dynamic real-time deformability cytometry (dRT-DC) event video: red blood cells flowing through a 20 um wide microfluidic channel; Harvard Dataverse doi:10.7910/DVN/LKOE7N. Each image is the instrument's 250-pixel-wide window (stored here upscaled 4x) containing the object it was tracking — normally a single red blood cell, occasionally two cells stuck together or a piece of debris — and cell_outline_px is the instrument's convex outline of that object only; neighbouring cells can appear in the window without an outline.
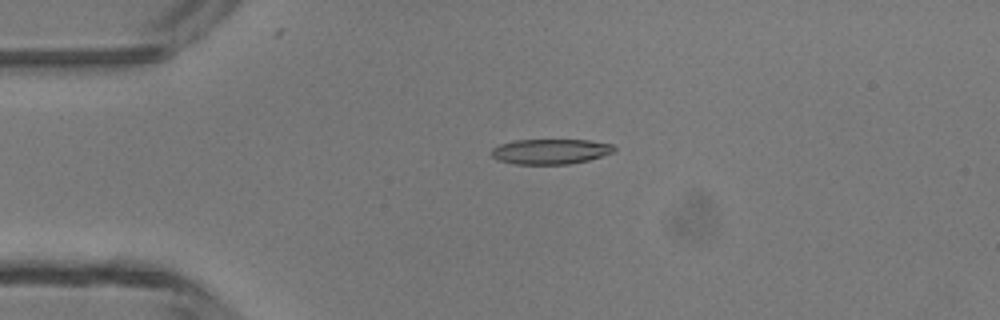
{"species": "common noctule bat (a hibernating species)", "species_latin": "Nyctalus noctula", "temperature_condition": "room temperature", "stored_images_in_passage": 7, "camera_frame_rate_fps": 3000, "um_per_image_px": 0.085, "animal": {"sex": "male", "body_mass_g": 13.3}, "frame": {"image": 1, "passage_image": 4, "time_ms": 3.333, "image_size_px": [1000, 320], "cell_outline_px": [[616, 148], [612, 152], [588, 160], [568, 164], [512, 164], [500, 160], [492, 156], [488, 152], [492, 148], [500, 144], [516, 140], [588, 140], [612, 144]], "centroid_in_image_um": [46.74, 12.87], "position_along_channel_um": 38.3, "area_um2": 17.92}}
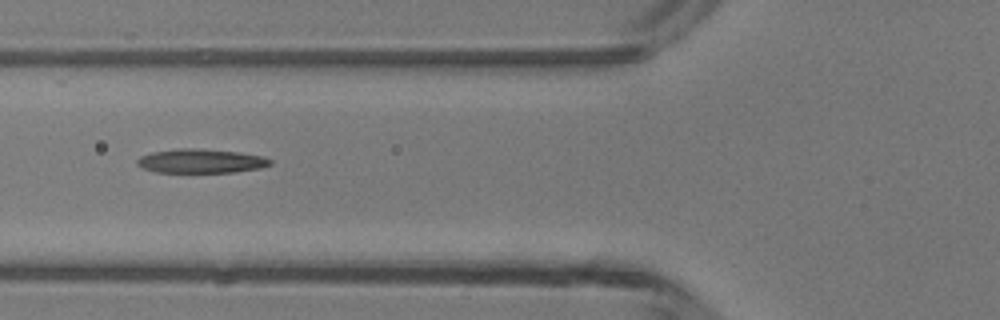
{"frame": {"image": 2, "passage_image": 6, "time_ms": 5.667, "image_size_px": [1000, 320], "cell_outline_px": [[272, 164], [260, 168], [232, 172], [156, 172], [144, 168], [136, 164], [136, 160], [140, 156], [152, 152], [180, 148], [196, 148], [240, 152], [264, 156], [272, 160]], "centroid_in_image_um": [17.09, 13.68], "position_along_channel_um": 108.7, "area_um2": 18.67}}